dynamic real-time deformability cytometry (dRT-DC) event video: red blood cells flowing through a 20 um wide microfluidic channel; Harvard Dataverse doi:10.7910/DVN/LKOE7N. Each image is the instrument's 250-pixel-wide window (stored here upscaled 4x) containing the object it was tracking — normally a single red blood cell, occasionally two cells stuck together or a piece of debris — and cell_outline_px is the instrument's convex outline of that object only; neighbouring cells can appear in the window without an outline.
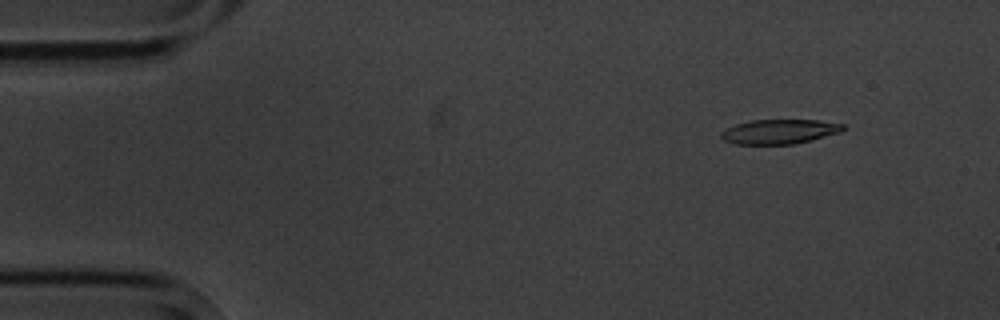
{"species": "common noctule bat (a hibernating species)", "species_latin": "Nyctalus noctula", "temperature_condition": "cold", "stored_images_in_passage": 5, "camera_frame_rate_fps": 3000, "um_per_image_px": 0.085, "animal": {"sex": "male", "body_mass_g": 20.1, "forearm_length_mm": 53.5}, "frame": {"image": 1, "passage_image": 2, "time_ms": 1.333, "image_size_px": [1000, 320], "cell_outline_px": [[844, 128], [840, 132], [812, 140], [796, 144], [736, 144], [724, 140], [720, 136], [720, 132], [724, 128], [736, 124], [752, 120], [816, 120], [844, 124]], "centroid_in_image_um": [66.22, 11.19], "position_along_channel_um": 18.8, "area_um2": 17.46}}
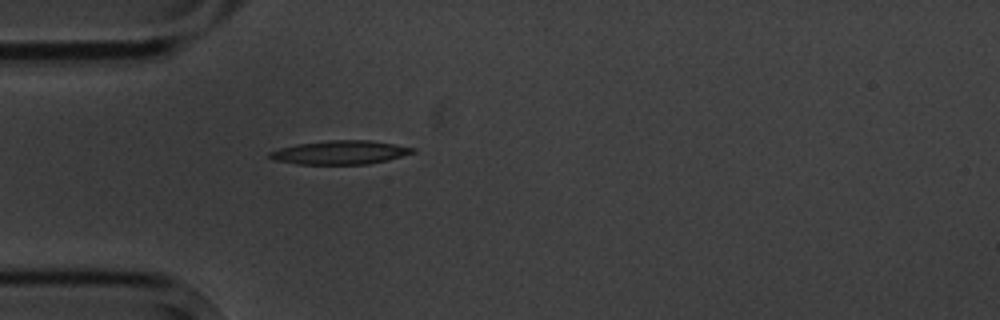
{"frame": {"image": 2, "passage_image": 5, "time_ms": 4.667, "image_size_px": [1000, 320], "cell_outline_px": [[416, 152], [388, 160], [368, 164], [296, 164], [272, 160], [268, 156], [268, 152], [280, 148], [296, 144], [328, 140], [368, 140], [416, 148]], "centroid_in_image_um": [28.88, 12.96], "position_along_channel_um": 56.1, "area_um2": 19.83}}